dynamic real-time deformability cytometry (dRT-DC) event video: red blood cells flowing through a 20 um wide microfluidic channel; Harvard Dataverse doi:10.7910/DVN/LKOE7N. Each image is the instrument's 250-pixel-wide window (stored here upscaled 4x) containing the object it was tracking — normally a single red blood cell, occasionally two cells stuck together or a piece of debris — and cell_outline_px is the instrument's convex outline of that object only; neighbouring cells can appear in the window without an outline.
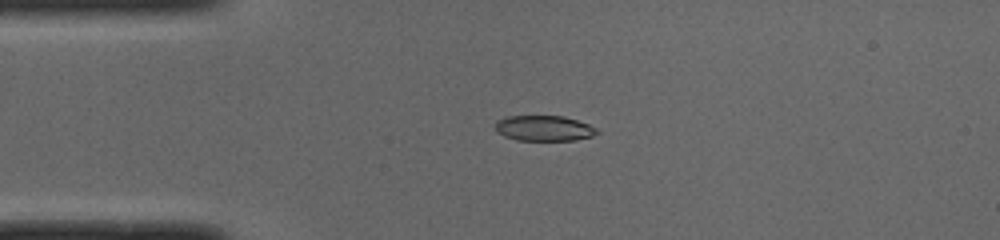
{"species": "common noctule bat (a hibernating species)", "species_latin": "Nyctalus noctula", "temperature_condition": "cold", "stored_images_in_passage": 41, "camera_frame_rate_fps": 3000, "um_per_image_px": 0.085, "animal": {"sex": "male", "body_mass_g": 19.0, "forearm_length_mm": 50.8}, "frame": {"image": 1, "passage_image": 2, "time_ms": 0.333, "image_size_px": [1000, 240], "cell_outline_px": [[600, 132], [592, 136], [576, 140], [516, 140], [504, 136], [496, 132], [496, 120], [508, 116], [564, 116], [588, 124], [596, 128]], "centroid_in_image_um": [46.23, 10.9], "position_along_channel_um": 38.8, "area_um2": 15.09}}
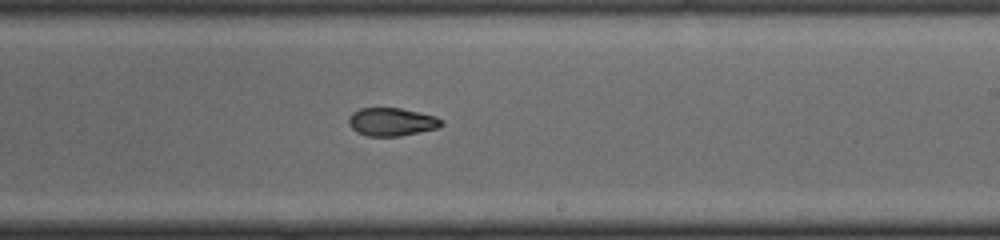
{"frame": {"image": 2, "passage_image": 20, "time_ms": 6.333, "image_size_px": [1000, 240], "cell_outline_px": [[444, 124], [440, 128], [400, 136], [368, 136], [356, 132], [348, 124], [348, 116], [352, 112], [360, 108], [400, 108], [436, 116], [444, 120]], "centroid_in_image_um": [33.31, 10.36], "position_along_channel_um": 255.7, "area_um2": 15.43}}
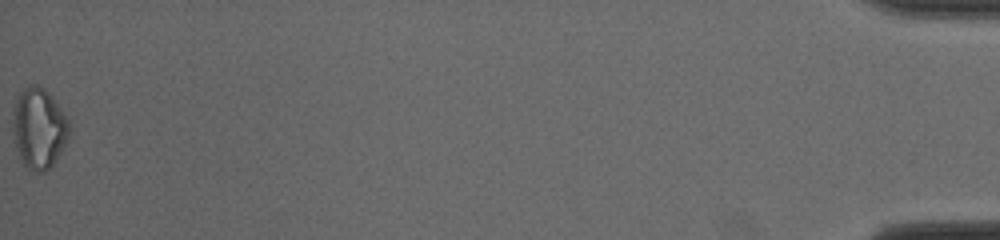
{"frame": {"image": 3, "passage_image": 41, "time_ms": 13.333, "image_size_px": [1000, 240], "cell_outline_px": [[72, 132], [56, 160], [44, 172], [36, 172], [28, 168], [24, 164], [20, 156], [16, 144], [12, 124], [12, 112], [16, 100], [20, 92], [24, 88], [32, 84], [36, 84], [44, 88], [52, 96], [68, 120]], "centroid_in_image_um": [3.32, 10.88], "position_along_channel_um": 431.9, "area_um2": 26.41}, "authors_computed_cell_mechanics": {"area_um2": 15.895, "velocity_mm_per_s": 3.9974, "shape_relaxation_time_tau1_ms": null, "shape_relaxation_time_tau2_ms": 6.9878, "deformation_change_tau1": null, "deformation_change_tau2": 0.1092}}